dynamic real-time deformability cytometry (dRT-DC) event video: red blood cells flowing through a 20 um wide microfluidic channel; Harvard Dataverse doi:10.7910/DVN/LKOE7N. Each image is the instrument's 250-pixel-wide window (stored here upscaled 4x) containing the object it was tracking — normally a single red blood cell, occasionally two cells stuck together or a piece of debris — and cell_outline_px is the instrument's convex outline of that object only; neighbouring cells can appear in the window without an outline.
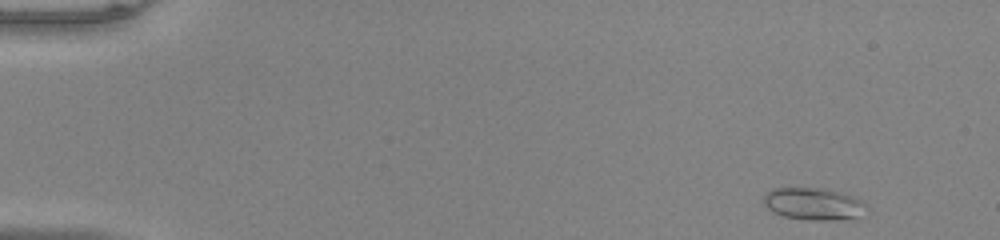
{"species": "common noctule bat (a hibernating species)", "species_latin": "Nyctalus noctula", "temperature_condition": "warm", "stored_images_in_passage": 48, "camera_frame_rate_fps": 3000, "um_per_image_px": 0.085, "animal": {"sex": "male", "body_mass_g": 20.0, "forearm_length_mm": 53.3}, "frame": {"image": 1, "passage_image": 1, "time_ms": 0.0, "image_size_px": [1000, 240], "cell_outline_px": [[868, 208], [856, 216], [828, 220], [808, 220], [784, 216], [768, 208], [764, 204], [764, 196], [772, 188], [824, 188], [840, 192], [852, 196], [860, 200]], "centroid_in_image_um": [69.11, 17.31], "position_along_channel_um": 15.9, "area_um2": 18.79}}
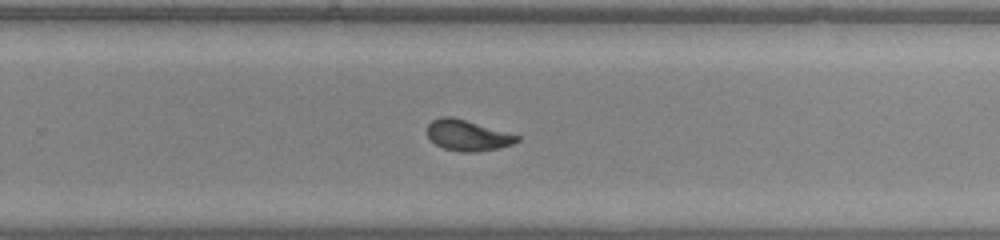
{"frame": {"image": 2, "passage_image": 31, "time_ms": 10.0, "image_size_px": [1000, 240], "cell_outline_px": [[520, 140], [512, 144], [500, 148], [476, 152], [460, 152], [444, 148], [436, 144], [428, 136], [428, 124], [432, 120], [440, 116], [452, 116], [520, 136]], "centroid_in_image_um": [39.74, 11.51], "position_along_channel_um": 290.1, "area_um2": 16.01}}
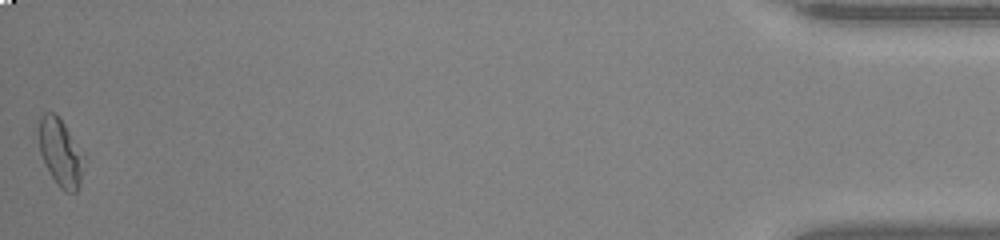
{"frame": {"image": 3, "passage_image": 48, "time_ms": 15.667, "image_size_px": [1000, 240], "cell_outline_px": [[84, 156], [80, 184], [76, 192], [64, 192], [56, 184], [40, 152], [40, 116], [44, 112], [56, 112], [64, 124]], "centroid_in_image_um": [5.15, 12.97], "position_along_channel_um": 430.1, "area_um2": 17.22}, "authors_computed_cell_mechanics": {"area_um2": 16.2707, "velocity_mm_per_s": 4.0541, "shape_relaxation_time_tau1_ms": 6.2372, "shape_relaxation_time_tau2_ms": 1.2051, "deformation_change_tau1": 0.1932, "deformation_change_tau2": 0.0797}}